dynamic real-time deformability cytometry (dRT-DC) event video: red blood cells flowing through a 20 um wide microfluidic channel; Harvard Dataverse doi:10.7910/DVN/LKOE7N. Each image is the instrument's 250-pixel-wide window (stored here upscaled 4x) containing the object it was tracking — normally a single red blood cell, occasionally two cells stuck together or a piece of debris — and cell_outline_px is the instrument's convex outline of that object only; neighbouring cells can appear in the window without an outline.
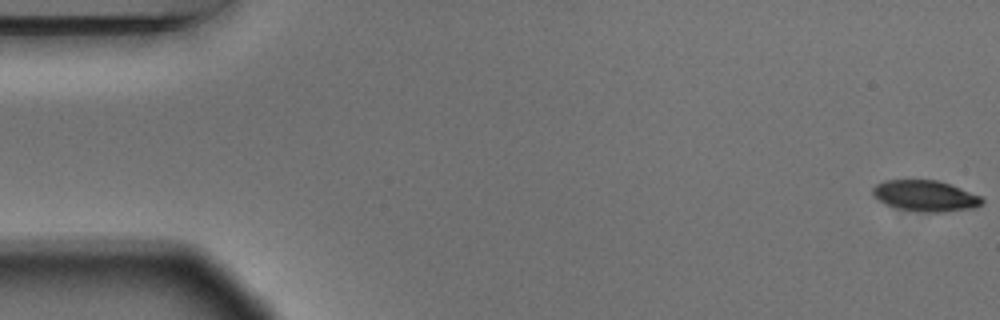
{"species": "Egyptian fruit bat (a non-hibernating species)", "species_latin": "Rousettus aegyptiacus", "temperature_condition": "warm", "stored_images_in_passage": 6, "segment_of_instrument_passage": [2, 2], "camera_frame_rate_fps": 3000, "um_per_image_px": 0.085, "animal": {"sex": "male"}, "frame": {"image": 1, "passage_image": 6, "time_ms": 1.667, "image_size_px": [1000, 320], "cell_outline_px": [[984, 200], [976, 208], [944, 212], [928, 212], [904, 208], [884, 204], [872, 192], [872, 188], [876, 184], [884, 180], [936, 180], [960, 188], [980, 196]], "centroid_in_image_um": [78.67, 16.64], "position_along_channel_um": 6.3, "area_um2": 19.31}}